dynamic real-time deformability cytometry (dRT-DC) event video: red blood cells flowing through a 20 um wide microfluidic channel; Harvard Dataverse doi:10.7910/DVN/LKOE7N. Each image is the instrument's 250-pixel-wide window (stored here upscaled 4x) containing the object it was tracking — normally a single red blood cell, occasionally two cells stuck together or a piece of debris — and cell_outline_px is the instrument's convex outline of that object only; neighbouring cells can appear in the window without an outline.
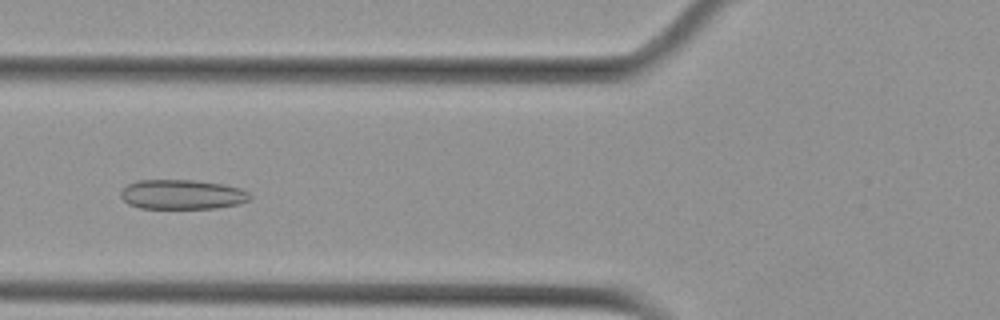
{"species": "Egyptian fruit bat (a non-hibernating species)", "species_latin": "Rousettus aegyptiacus", "temperature_condition": "cold", "stored_images_in_passage": 8, "camera_frame_rate_fps": 3000, "um_per_image_px": 0.085, "animal": {"sex": "female"}, "frame": {"image": 1, "passage_image": 5, "time_ms": 1.333, "image_size_px": [1000, 320], "cell_outline_px": [[252, 196], [248, 200], [236, 204], [216, 208], [140, 208], [128, 204], [120, 196], [120, 192], [128, 184], [140, 180], [192, 180], [220, 184], [240, 188], [248, 192]], "centroid_in_image_um": [15.45, 16.53], "position_along_channel_um": 110.3, "area_um2": 22.08}}
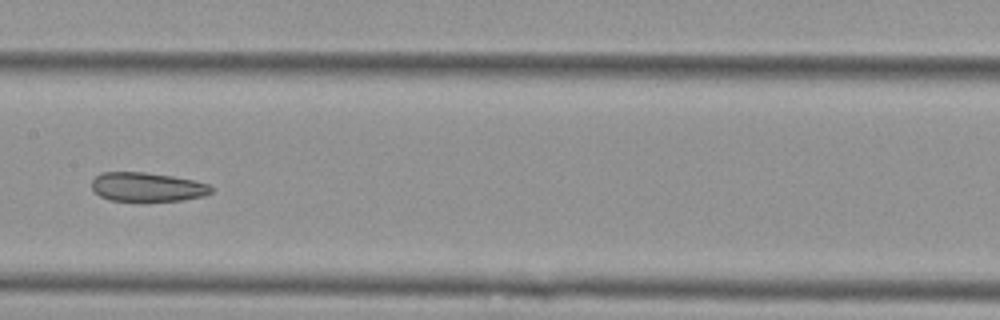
{"frame": {"image": 2, "passage_image": 7, "time_ms": 2.0, "image_size_px": [1000, 320], "cell_outline_px": [[212, 192], [204, 196], [184, 200], [144, 204], [112, 200], [100, 196], [92, 188], [92, 180], [96, 176], [104, 172], [144, 172], [172, 176], [192, 180], [208, 184], [212, 188]], "centroid_in_image_um": [12.52, 15.94], "position_along_channel_um": 194.9, "area_um2": 20.92}}
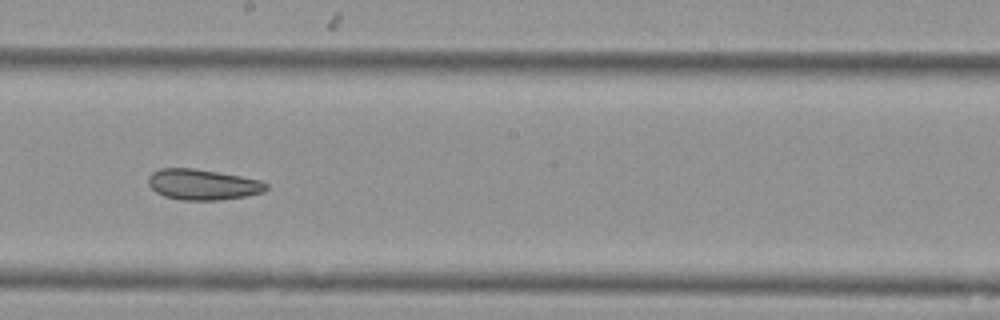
{"frame": {"image": 3, "passage_image": 8, "time_ms": 2.333, "image_size_px": [1000, 320], "cell_outline_px": [[268, 188], [264, 192], [248, 196], [220, 200], [180, 200], [164, 196], [156, 192], [148, 184], [148, 176], [152, 172], [160, 168], [192, 168], [240, 176], [260, 180], [268, 184]], "centroid_in_image_um": [17.23, 15.69], "position_along_channel_um": 231.0, "area_um2": 21.15}}